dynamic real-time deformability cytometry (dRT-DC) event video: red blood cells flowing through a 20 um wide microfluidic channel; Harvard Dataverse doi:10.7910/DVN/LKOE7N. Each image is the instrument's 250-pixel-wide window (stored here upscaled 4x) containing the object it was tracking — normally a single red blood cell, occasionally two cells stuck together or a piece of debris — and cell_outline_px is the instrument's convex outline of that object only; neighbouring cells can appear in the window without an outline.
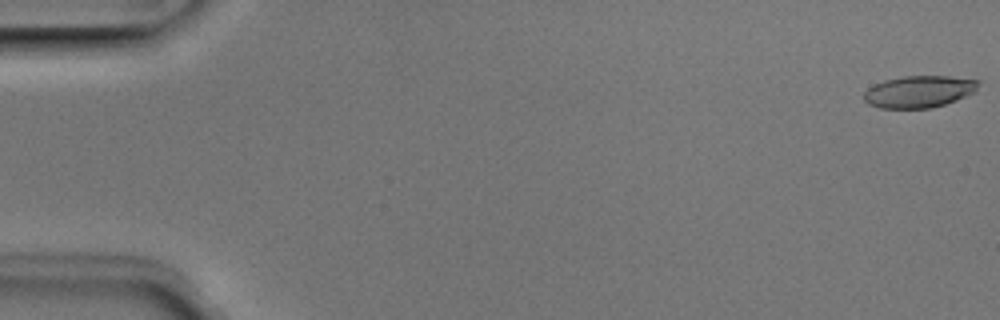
{"species": "Egyptian fruit bat (a non-hibernating species)", "species_latin": "Rousettus aegyptiacus", "temperature_condition": "room temperature", "stored_images_in_passage": 49, "camera_frame_rate_fps": 3000, "um_per_image_px": 0.085, "animal": {"sex": "male"}, "frame": {"image": 1, "passage_image": 1, "time_ms": 0.0, "image_size_px": [1000, 320], "cell_outline_px": [[980, 80], [976, 92], [956, 100], [932, 108], [880, 108], [868, 104], [864, 100], [864, 92], [868, 88], [884, 80], [904, 76], [948, 76]], "centroid_in_image_um": [78.13, 7.79], "position_along_channel_um": 6.9, "area_um2": 21.33}}
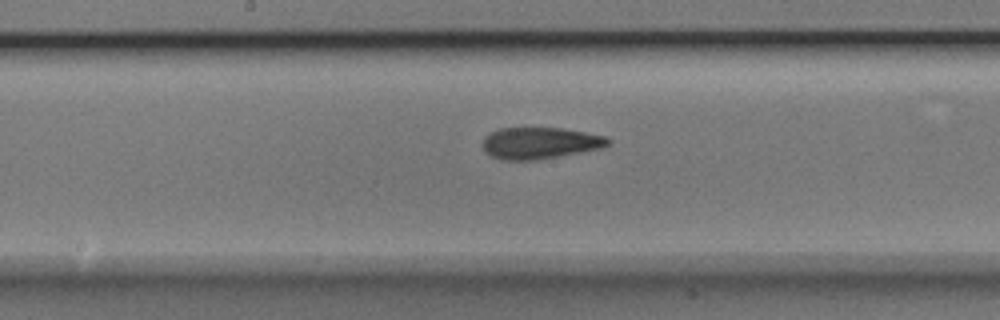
{"frame": {"image": 2, "passage_image": 27, "time_ms": 8.667, "image_size_px": [1000, 320], "cell_outline_px": [[612, 140], [608, 144], [600, 148], [580, 152], [532, 160], [504, 160], [492, 156], [484, 152], [484, 136], [488, 132], [500, 128], [564, 128], [604, 136]], "centroid_in_image_um": [45.85, 12.14], "position_along_channel_um": 202.3, "area_um2": 22.83}}
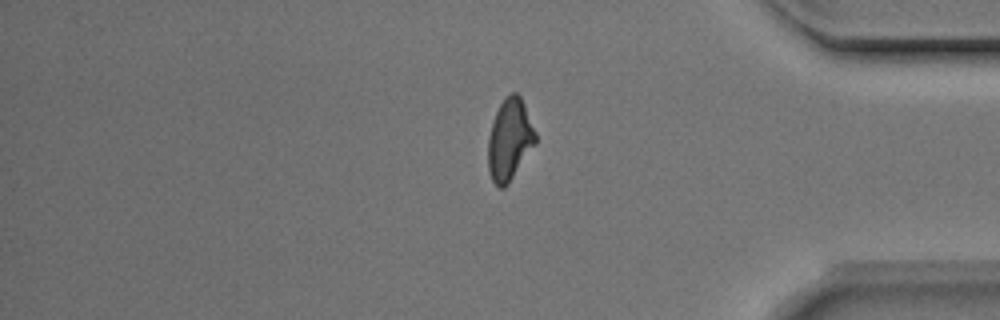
{"frame": {"image": 3, "passage_image": 43, "time_ms": 14.0, "image_size_px": [1000, 320], "cell_outline_px": [[536, 144], [508, 184], [504, 188], [500, 188], [492, 180], [488, 172], [488, 136], [496, 112], [504, 96], [512, 92], [516, 92], [520, 96], [524, 104], [536, 132]], "centroid_in_image_um": [43.32, 11.87], "position_along_channel_um": 391.9, "area_um2": 22.6}, "authors_computed_cell_mechanics": {"area_um2": 22.5998, "velocity_mm_per_s": 3.9774, "shape_relaxation_time_tau1_ms": 5.4015, "shape_relaxation_time_tau2_ms": 2.5326, "deformation_change_tau1": 0.2177, "deformation_change_tau2": 0.1239}}